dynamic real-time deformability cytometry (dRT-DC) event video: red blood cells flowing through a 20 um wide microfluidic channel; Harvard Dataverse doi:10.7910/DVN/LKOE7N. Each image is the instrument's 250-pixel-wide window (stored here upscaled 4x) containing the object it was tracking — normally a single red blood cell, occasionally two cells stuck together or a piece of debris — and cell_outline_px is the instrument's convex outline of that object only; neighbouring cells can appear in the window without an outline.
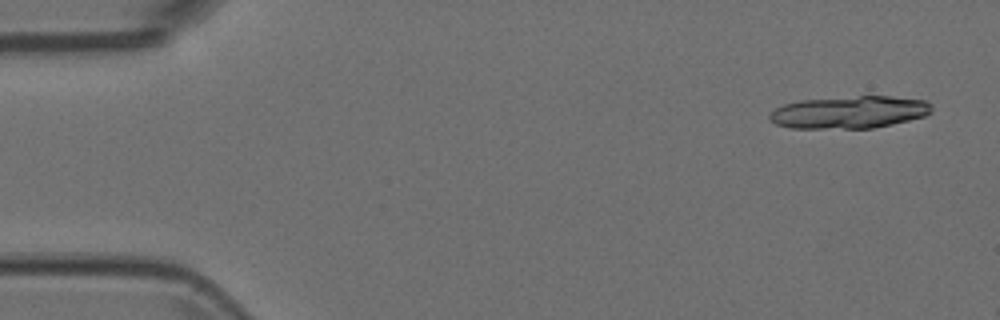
{"species": "Egyptian fruit bat (a non-hibernating species)", "species_latin": "Rousettus aegyptiacus", "temperature_condition": "room temperature", "stored_images_in_passage": 5, "camera_frame_rate_fps": 3000, "um_per_image_px": 0.085, "animal": {"sex": "female"}, "frame": {"image": 1, "passage_image": 1, "time_ms": 0.0, "image_size_px": [1000, 320], "cell_outline_px": [[932, 112], [924, 116], [892, 124], [872, 128], [792, 128], [776, 124], [768, 120], [768, 116], [776, 108], [784, 104], [800, 100], [860, 96], [892, 96], [928, 100], [932, 104]], "centroid_in_image_um": [72.22, 9.53], "position_along_channel_um": 12.8, "area_um2": 30.63}}